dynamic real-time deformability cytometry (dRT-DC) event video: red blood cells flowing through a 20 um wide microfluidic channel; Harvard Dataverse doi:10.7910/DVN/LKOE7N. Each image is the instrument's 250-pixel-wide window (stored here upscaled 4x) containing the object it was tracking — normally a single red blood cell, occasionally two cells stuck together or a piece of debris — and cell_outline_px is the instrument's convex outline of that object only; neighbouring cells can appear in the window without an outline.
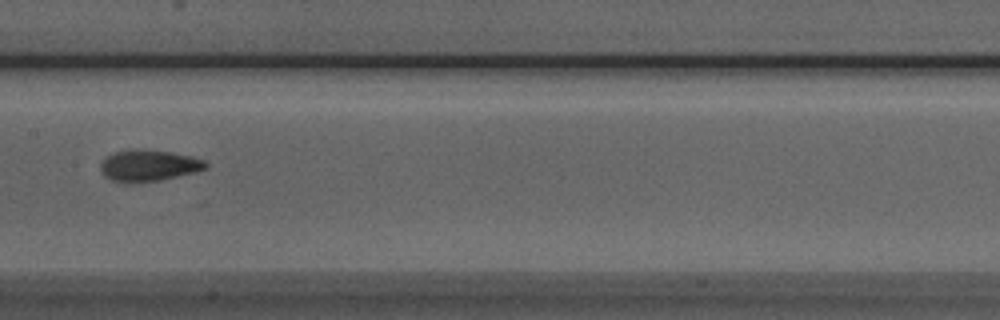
{"species": "Egyptian fruit bat (a non-hibernating species)", "species_latin": "Rousettus aegyptiacus", "temperature_condition": "room temperature", "stored_images_in_passage": 8, "camera_frame_rate_fps": 3000, "um_per_image_px": 0.085, "animal": {"sex": "male"}, "frame": {"image": 1, "passage_image": 8, "time_ms": 8.333, "image_size_px": [1000, 320], "cell_outline_px": [[208, 168], [160, 180], [128, 184], [112, 180], [104, 176], [100, 168], [100, 164], [104, 156], [112, 152], [128, 148], [132, 148], [168, 152], [192, 156], [204, 160], [208, 164]], "centroid_in_image_um": [12.56, 14.06], "position_along_channel_um": 194.8, "area_um2": 19.48}}